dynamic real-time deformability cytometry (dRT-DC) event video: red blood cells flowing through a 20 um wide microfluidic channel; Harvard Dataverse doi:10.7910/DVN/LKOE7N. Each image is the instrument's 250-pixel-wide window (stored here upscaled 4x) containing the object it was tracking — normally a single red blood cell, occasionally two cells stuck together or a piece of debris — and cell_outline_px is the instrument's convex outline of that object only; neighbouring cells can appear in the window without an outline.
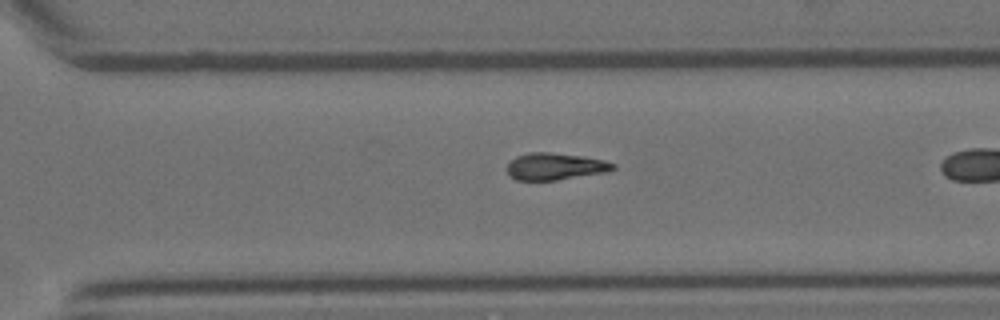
{"species": "Egyptian fruit bat (a non-hibernating species)", "species_latin": "Rousettus aegyptiacus", "temperature_condition": "room temperature", "stored_images_in_passage": 22, "camera_frame_rate_fps": 3000, "um_per_image_px": 0.085, "animal": {"sex": "female"}, "frame": {"image": 1, "passage_image": 17, "time_ms": 5.333, "image_size_px": [1000, 320], "cell_outline_px": [[616, 168], [612, 172], [556, 180], [516, 180], [508, 176], [508, 164], [516, 156], [528, 152], [548, 152], [580, 156], [604, 160], [616, 164]], "centroid_in_image_um": [47.23, 14.16], "position_along_channel_um": 323.4, "area_um2": 16.82}}